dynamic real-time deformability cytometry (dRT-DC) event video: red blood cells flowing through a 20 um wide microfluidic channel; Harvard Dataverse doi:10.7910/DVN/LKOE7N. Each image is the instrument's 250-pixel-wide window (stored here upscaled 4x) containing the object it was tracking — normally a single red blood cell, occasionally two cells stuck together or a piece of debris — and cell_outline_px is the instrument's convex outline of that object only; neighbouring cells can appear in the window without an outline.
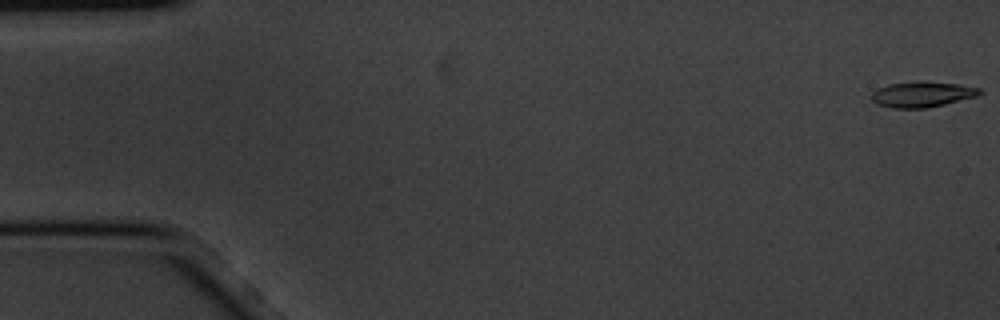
{"species": "common noctule bat (a hibernating species)", "species_latin": "Nyctalus noctula", "temperature_condition": "cold", "stored_images_in_passage": 8, "camera_frame_rate_fps": 3000, "um_per_image_px": 0.085, "animal": {"sex": "male", "body_mass_g": 20.1, "forearm_length_mm": 53.5}, "frame": {"image": 1, "passage_image": 1, "time_ms": 0.0, "image_size_px": [1000, 320], "cell_outline_px": [[984, 92], [976, 96], [928, 108], [892, 108], [876, 104], [872, 100], [872, 92], [888, 84], [956, 84], [980, 88]], "centroid_in_image_um": [78.38, 8.08], "position_along_channel_um": 6.6, "area_um2": 15.14}}
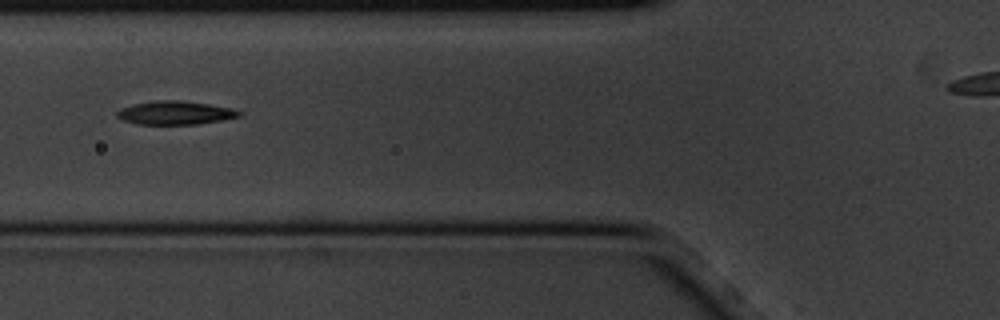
{"frame": {"image": 2, "passage_image": 7, "time_ms": 2.0, "image_size_px": [1000, 320], "cell_outline_px": [[244, 112], [240, 116], [220, 120], [196, 124], [136, 124], [124, 120], [116, 116], [116, 112], [120, 108], [132, 104], [156, 100], [180, 100], [208, 104], [232, 108]], "centroid_in_image_um": [14.87, 9.58], "position_along_channel_um": 110.9, "area_um2": 16.7}}
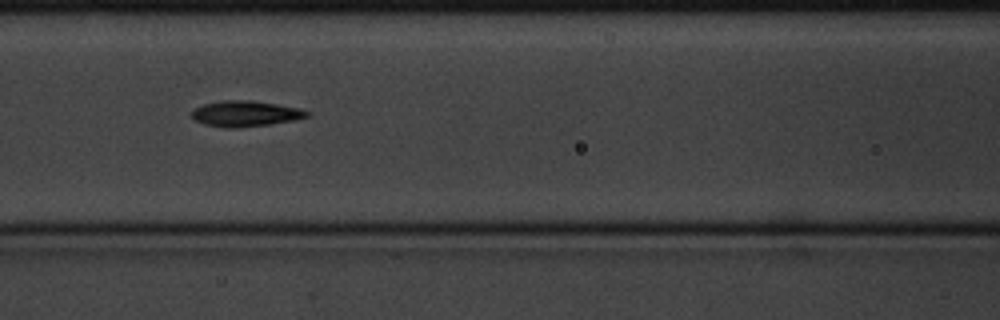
{"frame": {"image": 3, "passage_image": 8, "time_ms": 2.333, "image_size_px": [1000, 320], "cell_outline_px": [[312, 116], [296, 120], [268, 124], [236, 128], [224, 128], [204, 124], [196, 120], [192, 116], [192, 108], [204, 104], [220, 100], [248, 100], [276, 104], [300, 108], [312, 112]], "centroid_in_image_um": [20.89, 9.66], "position_along_channel_um": 145.7, "area_um2": 17.46}}